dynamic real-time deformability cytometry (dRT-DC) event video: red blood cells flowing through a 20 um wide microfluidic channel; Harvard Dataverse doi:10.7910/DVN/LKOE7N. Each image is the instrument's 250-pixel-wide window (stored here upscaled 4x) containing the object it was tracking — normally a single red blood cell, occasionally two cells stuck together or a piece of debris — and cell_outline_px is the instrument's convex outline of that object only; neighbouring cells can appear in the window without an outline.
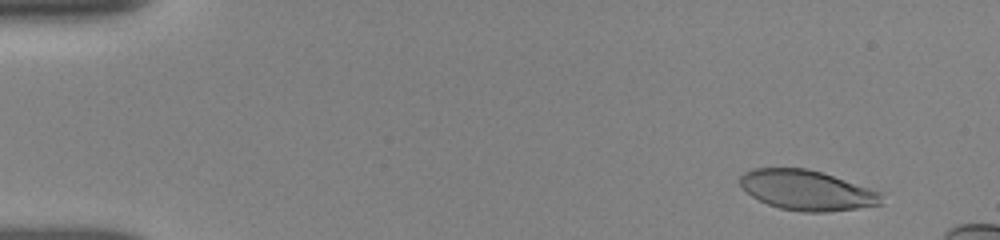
{"species": "human", "species_latin": "Homo sapiens", "temperature_condition": "room temperature", "stored_images_in_passage": 16, "camera_frame_rate_fps": 3000, "um_per_image_px": 0.085, "donor": {"sex": "female"}, "frame": {"image": 1, "passage_image": 4, "time_ms": 1.333, "image_size_px": [1000, 240], "cell_outline_px": [[884, 192], [880, 204], [856, 208], [828, 212], [804, 212], [780, 208], [768, 204], [752, 196], [740, 184], [740, 176], [744, 172], [752, 168], [804, 168], [820, 172]], "centroid_in_image_um": [68.6, 16.17], "position_along_channel_um": 16.4, "area_um2": 32.77}}